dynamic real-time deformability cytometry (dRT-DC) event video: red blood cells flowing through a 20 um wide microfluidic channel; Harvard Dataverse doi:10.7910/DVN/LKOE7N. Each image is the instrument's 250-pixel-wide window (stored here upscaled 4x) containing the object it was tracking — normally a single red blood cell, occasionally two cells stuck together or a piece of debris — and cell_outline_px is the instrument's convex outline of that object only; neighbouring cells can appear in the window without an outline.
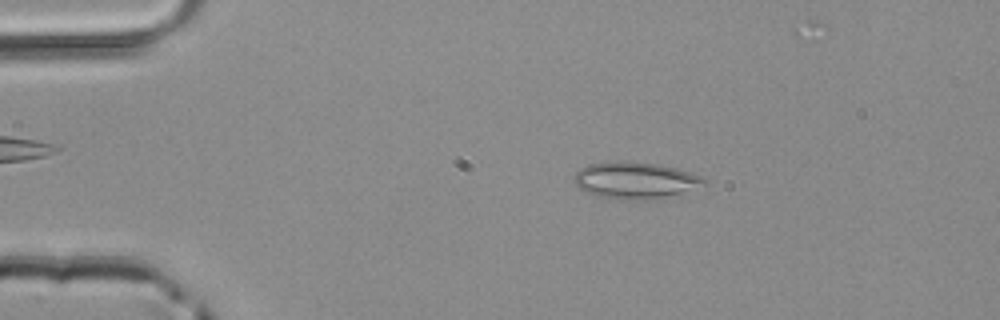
{"species": "common noctule bat (a hibernating species)", "species_latin": "Nyctalus noctula", "temperature_condition": "room temperature", "stored_images_in_passage": 49, "camera_frame_rate_fps": 3000, "um_per_image_px": 0.085, "animal": {"sex": "male", "body_mass_g": 20.4}, "frame": {"image": 1, "passage_image": 9, "time_ms": 2.667, "image_size_px": [1000, 320], "cell_outline_px": [[708, 188], [648, 200], [620, 200], [600, 196], [588, 192], [580, 188], [572, 180], [572, 176], [580, 168], [592, 164], [620, 160], [660, 164], [692, 172], [708, 180]], "centroid_in_image_um": [54.11, 15.34], "position_along_channel_um": 30.9, "area_um2": 28.5}}
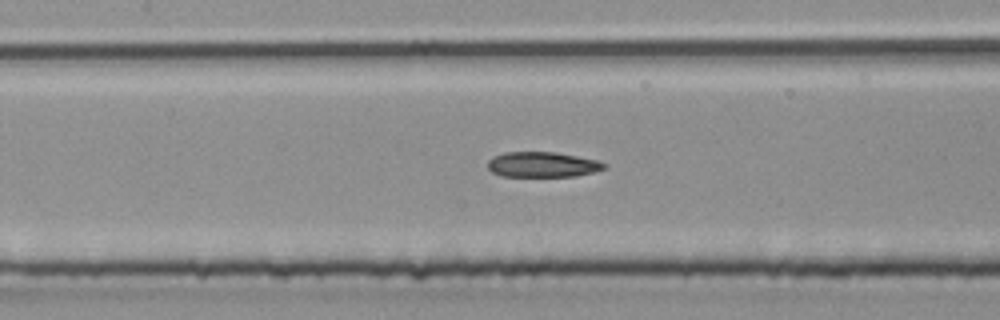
{"frame": {"image": 2, "passage_image": 22, "time_ms": 7.0, "image_size_px": [1000, 320], "cell_outline_px": [[608, 168], [596, 172], [576, 176], [500, 176], [492, 172], [488, 168], [488, 160], [492, 156], [504, 152], [556, 152], [596, 160], [608, 164]], "centroid_in_image_um": [46.13, 13.99], "position_along_channel_um": 161.3, "area_um2": 17.34}}
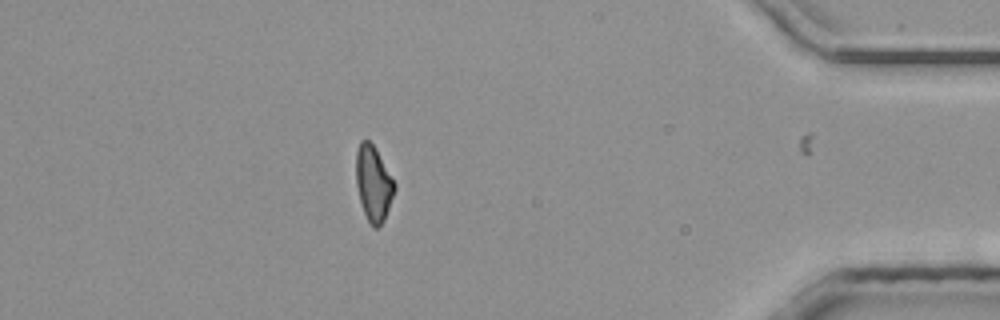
{"frame": {"image": 3, "passage_image": 42, "time_ms": 13.667, "image_size_px": [1000, 320], "cell_outline_px": [[396, 188], [384, 220], [380, 228], [372, 228], [364, 212], [360, 200], [356, 184], [356, 152], [360, 140], [368, 140], [372, 144], [396, 184]], "centroid_in_image_um": [31.74, 15.63], "position_along_channel_um": 403.5, "area_um2": 16.7}}